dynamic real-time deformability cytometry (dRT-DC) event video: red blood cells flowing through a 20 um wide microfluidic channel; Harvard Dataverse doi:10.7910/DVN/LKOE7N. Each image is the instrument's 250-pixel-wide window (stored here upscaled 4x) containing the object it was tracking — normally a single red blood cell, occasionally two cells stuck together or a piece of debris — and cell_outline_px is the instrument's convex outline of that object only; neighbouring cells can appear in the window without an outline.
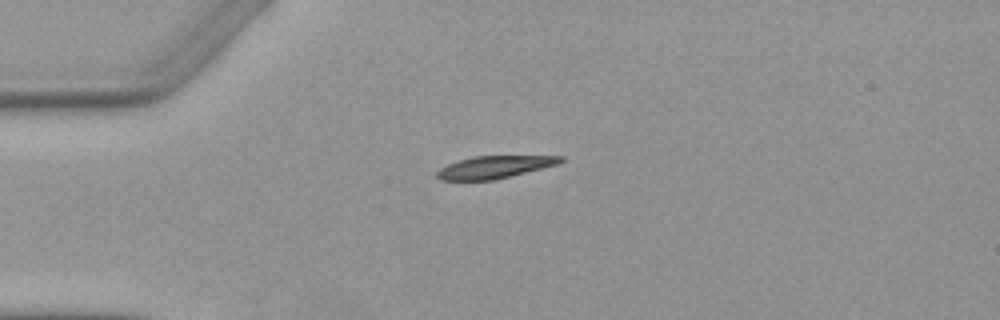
{"species": "Egyptian fruit bat (a non-hibernating species)", "species_latin": "Rousettus aegyptiacus", "temperature_condition": "warm", "stored_images_in_passage": 3, "camera_frame_rate_fps": 3000, "um_per_image_px": 0.085, "animal": {"sex": "female"}, "frame": {"image": 1, "passage_image": 1, "time_ms": 0.0, "image_size_px": [1000, 320], "cell_outline_px": [[564, 160], [556, 164], [492, 180], [440, 180], [436, 176], [436, 172], [440, 168], [448, 164], [472, 156], [564, 156]], "centroid_in_image_um": [41.96, 14.19], "position_along_channel_um": 43.0, "area_um2": 15.72}}
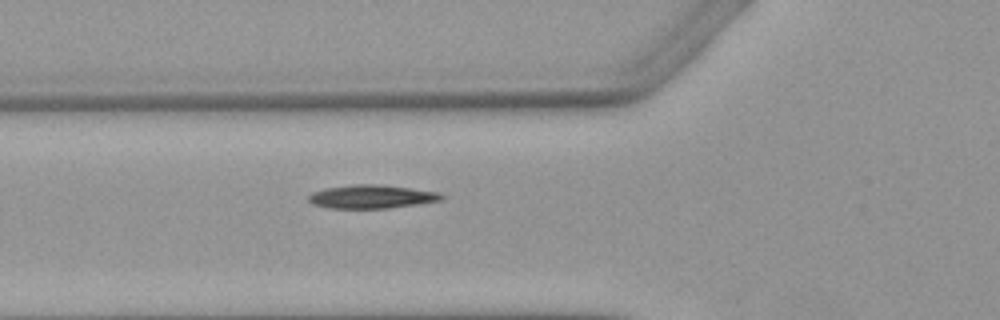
{"frame": {"image": 2, "passage_image": 3, "time_ms": 2.0, "image_size_px": [1000, 320], "cell_outline_px": [[444, 196], [440, 200], [420, 204], [388, 208], [328, 208], [312, 204], [308, 200], [308, 196], [312, 192], [328, 188], [352, 184], [376, 184], [440, 192]], "centroid_in_image_um": [31.57, 16.72], "position_along_channel_um": 94.2, "area_um2": 18.09}}